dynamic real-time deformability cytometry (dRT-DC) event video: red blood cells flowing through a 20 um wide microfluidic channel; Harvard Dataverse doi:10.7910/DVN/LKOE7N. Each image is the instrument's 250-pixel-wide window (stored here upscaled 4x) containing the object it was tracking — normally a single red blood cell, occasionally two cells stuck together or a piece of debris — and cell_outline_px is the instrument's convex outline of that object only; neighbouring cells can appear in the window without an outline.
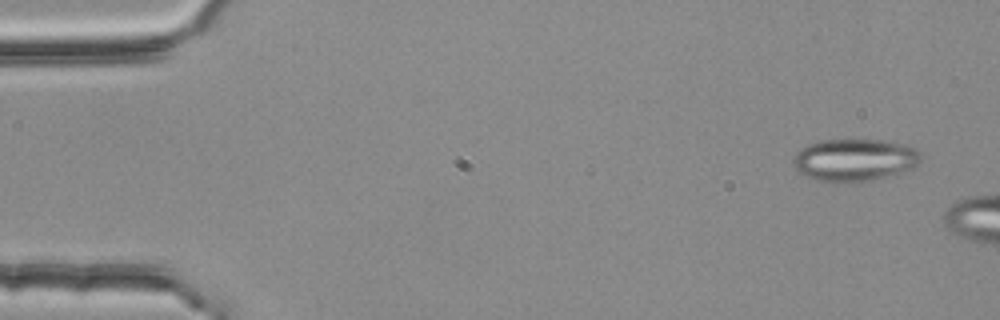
{"species": "common noctule bat (a hibernating species)", "species_latin": "Nyctalus noctula", "temperature_condition": "room temperature", "stored_images_in_passage": 5, "camera_frame_rate_fps": 3000, "um_per_image_px": 0.085, "animal": {"sex": "female", "body_mass_g": 25.1}, "frame": {"image": 1, "passage_image": 5, "time_ms": 1.333, "image_size_px": [1000, 320], "cell_outline_px": [[924, 156], [912, 168], [900, 172], [872, 180], [848, 184], [820, 180], [808, 176], [800, 172], [792, 164], [792, 156], [800, 148], [808, 144], [820, 140], [884, 140], [904, 144], [916, 148]], "centroid_in_image_um": [72.63, 13.59], "position_along_channel_um": 12.4, "area_um2": 31.73}}